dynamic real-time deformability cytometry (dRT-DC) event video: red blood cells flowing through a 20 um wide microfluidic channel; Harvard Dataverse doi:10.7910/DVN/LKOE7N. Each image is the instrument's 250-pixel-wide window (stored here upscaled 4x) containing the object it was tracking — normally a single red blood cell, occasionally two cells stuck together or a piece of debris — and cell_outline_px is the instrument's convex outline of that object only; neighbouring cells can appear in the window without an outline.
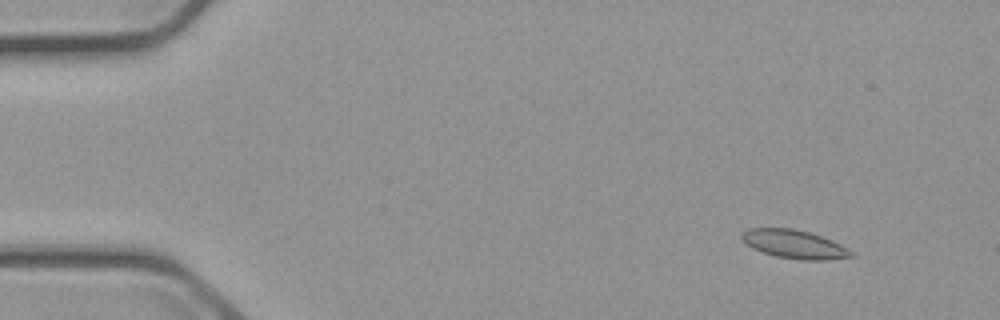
{"species": "common noctule bat (a hibernating species)", "species_latin": "Nyctalus noctula", "temperature_condition": "cold", "stored_images_in_passage": 8, "camera_frame_rate_fps": 3000, "um_per_image_px": 0.085, "animal": {"sex": "male", "body_mass_g": 23.1, "forearm_length_mm": 52.7}, "frame": {"image": 1, "passage_image": 2, "time_ms": 1.0, "image_size_px": [1000, 320], "cell_outline_px": [[856, 256], [828, 260], [800, 260], [776, 256], [752, 248], [744, 244], [740, 236], [748, 228], [792, 228], [808, 232], [820, 236], [840, 244], [856, 252]], "centroid_in_image_um": [67.54, 20.77], "position_along_channel_um": 17.5, "area_um2": 18.26}}
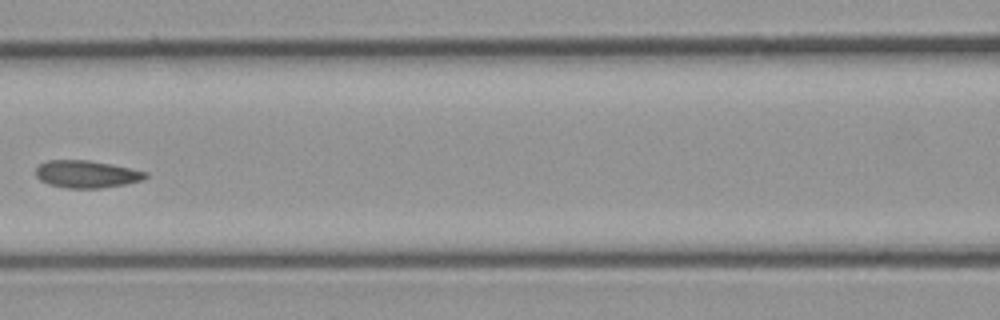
{"frame": {"image": 2, "passage_image": 7, "time_ms": 7.667, "image_size_px": [1000, 320], "cell_outline_px": [[148, 176], [144, 180], [124, 184], [100, 188], [68, 188], [48, 184], [40, 180], [36, 176], [36, 168], [40, 164], [48, 160], [88, 160], [112, 164], [148, 172]], "centroid_in_image_um": [7.37, 14.8], "position_along_channel_um": 159.2, "area_um2": 17.51}}
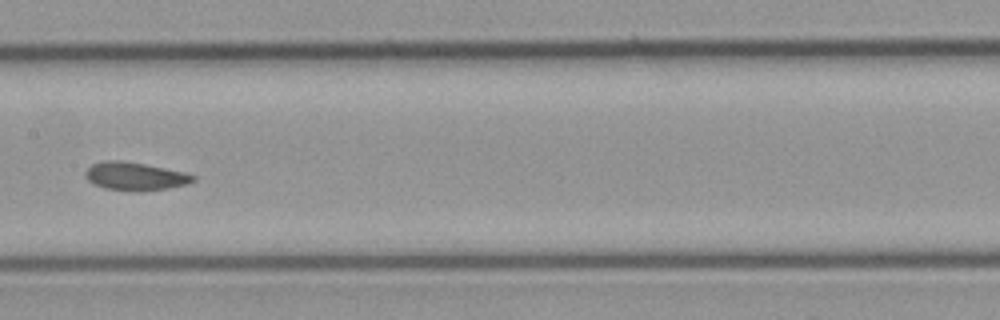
{"frame": {"image": 3, "passage_image": 8, "time_ms": 8.667, "image_size_px": [1000, 320], "cell_outline_px": [[196, 180], [188, 184], [168, 188], [136, 192], [104, 188], [88, 180], [84, 176], [84, 172], [92, 164], [104, 160], [120, 160], [144, 164], [184, 172], [196, 176]], "centroid_in_image_um": [11.48, 14.99], "position_along_channel_um": 195.9, "area_um2": 17.69}}